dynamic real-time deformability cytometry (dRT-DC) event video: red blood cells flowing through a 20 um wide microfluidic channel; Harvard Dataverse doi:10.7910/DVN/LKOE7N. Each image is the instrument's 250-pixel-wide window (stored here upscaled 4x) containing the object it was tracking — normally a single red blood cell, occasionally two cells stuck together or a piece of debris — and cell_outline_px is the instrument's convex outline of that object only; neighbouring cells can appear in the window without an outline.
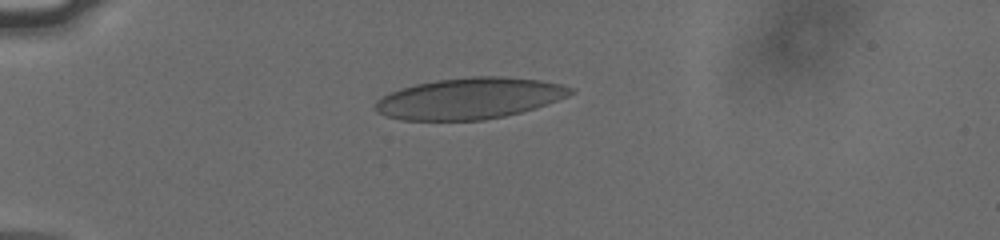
{"species": "human", "species_latin": "Homo sapiens", "temperature_condition": "cold", "stored_images_in_passage": 44, "camera_frame_rate_fps": 3000, "um_per_image_px": 0.085, "donor": {"sex": "male"}, "frame": {"image": 1, "passage_image": 4, "time_ms": 1.0, "image_size_px": [1000, 240], "cell_outline_px": [[576, 92], [568, 96], [536, 108], [504, 116], [484, 120], [400, 120], [384, 116], [376, 112], [376, 100], [392, 92], [416, 84], [436, 80], [472, 76], [500, 76], [540, 80], [560, 84], [576, 88]], "centroid_in_image_um": [39.95, 8.36], "position_along_channel_um": 45.1, "area_um2": 46.82}}
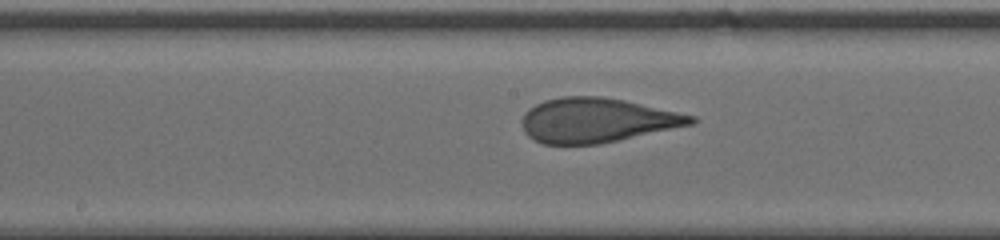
{"frame": {"image": 2, "passage_image": 19, "time_ms": 6.0, "image_size_px": [1000, 240], "cell_outline_px": [[696, 120], [692, 124], [620, 140], [600, 144], [540, 144], [528, 136], [524, 132], [520, 120], [524, 112], [536, 104], [544, 100], [560, 96], [600, 96], [624, 100], [696, 116]], "centroid_in_image_um": [50.68, 10.22], "position_along_channel_um": 197.5, "area_um2": 43.93}}
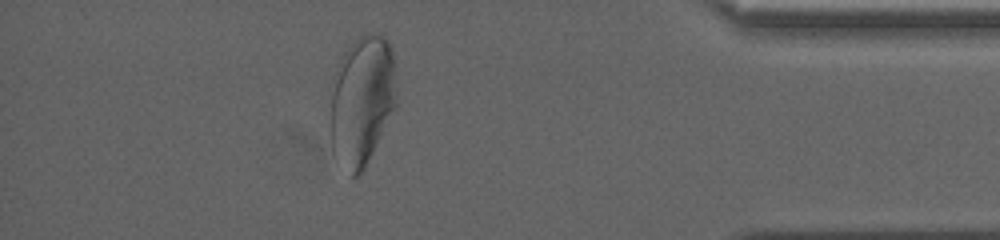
{"frame": {"image": 3, "passage_image": 38, "time_ms": 12.333, "image_size_px": [1000, 240], "cell_outline_px": [[396, 108], [364, 168], [356, 176], [352, 176], [332, 152], [332, 96], [340, 60], [344, 52], [360, 36], [368, 32], [380, 36], [392, 48], [396, 100]], "centroid_in_image_um": [30.8, 8.56], "position_along_channel_um": 404.4, "area_um2": 48.73}, "authors_computed_cell_mechanics": {"area_um2": 45.5753, "velocity_mm_per_s": 3.7777, "shape_relaxation_time_tau1_ms": 7.6886, "shape_relaxation_time_tau2_ms": null, "deformation_change_tau1": 0.1916, "deformation_change_tau2": null}}